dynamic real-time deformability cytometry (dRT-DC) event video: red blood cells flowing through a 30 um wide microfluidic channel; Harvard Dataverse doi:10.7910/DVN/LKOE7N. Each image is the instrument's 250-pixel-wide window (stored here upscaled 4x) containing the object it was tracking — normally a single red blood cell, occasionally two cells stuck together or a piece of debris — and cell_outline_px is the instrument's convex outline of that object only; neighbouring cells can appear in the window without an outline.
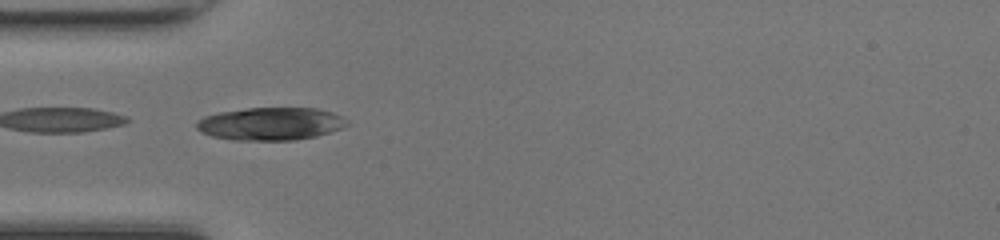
{"species": "common noctule bat (a hibernating species)", "species_latin": "Nyctalus noctula", "temperature_condition": "room temperature", "stored_images_in_passage": 48, "camera_frame_rate_fps": 3000, "um_per_image_px": 0.085, "animal": {"sex": "female", "body_mass_g": 17.0, "forearm_length_mm": 48.0}, "frame": {"image": 1, "passage_image": 15, "time_ms": 4.667, "image_size_px": [1000, 240], "cell_outline_px": [[352, 124], [316, 136], [296, 140], [232, 140], [212, 136], [196, 128], [196, 124], [204, 116], [220, 112], [248, 108], [316, 108], [332, 112], [348, 120]], "centroid_in_image_um": [23.04, 10.52], "position_along_channel_um": 62.0, "area_um2": 28.61}}
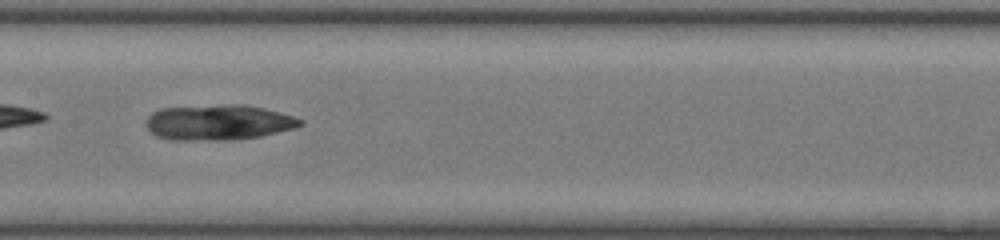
{"frame": {"image": 2, "passage_image": 24, "time_ms": 7.667, "image_size_px": [1000, 240], "cell_outline_px": [[304, 124], [296, 128], [260, 136], [228, 140], [168, 140], [156, 136], [144, 124], [148, 116], [152, 112], [160, 108], [224, 104], [244, 104], [264, 108], [280, 112], [304, 120]], "centroid_in_image_um": [18.56, 10.4], "position_along_channel_um": 188.8, "area_um2": 32.14}}
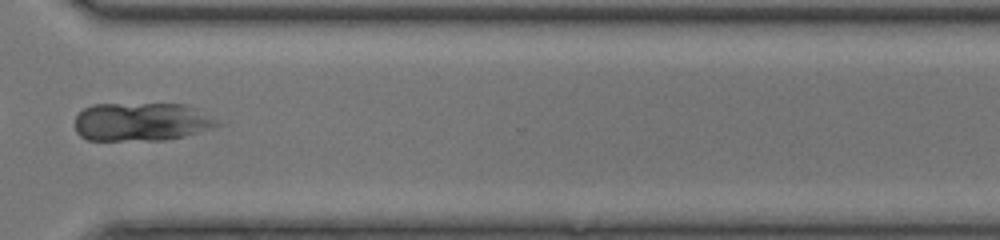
{"frame": {"image": 3, "passage_image": 36, "time_ms": 11.667, "image_size_px": [1000, 240], "cell_outline_px": [[228, 124], [184, 136], [164, 140], [88, 140], [80, 136], [76, 132], [76, 116], [84, 108], [92, 104], [188, 104]], "centroid_in_image_um": [12.1, 10.35], "position_along_channel_um": 358.5, "area_um2": 32.31}}